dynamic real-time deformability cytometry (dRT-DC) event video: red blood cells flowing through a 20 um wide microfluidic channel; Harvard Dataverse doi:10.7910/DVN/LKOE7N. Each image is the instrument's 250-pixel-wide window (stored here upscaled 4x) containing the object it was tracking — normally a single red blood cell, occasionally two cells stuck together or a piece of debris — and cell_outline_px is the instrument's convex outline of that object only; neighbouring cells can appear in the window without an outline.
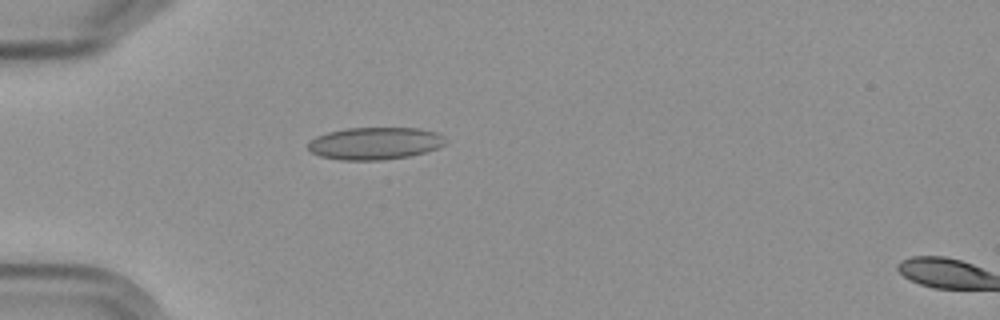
{"species": "Egyptian fruit bat (a non-hibernating species)", "species_latin": "Rousettus aegyptiacus", "temperature_condition": "cold", "stored_images_in_passage": 3, "camera_frame_rate_fps": 3000, "um_per_image_px": 0.085, "frame": {"image": 1, "passage_image": 2, "time_ms": 1.333, "image_size_px": [1000, 320], "cell_outline_px": [[448, 140], [444, 144], [436, 148], [424, 152], [408, 156], [380, 160], [340, 160], [320, 156], [312, 152], [308, 148], [308, 140], [316, 136], [328, 132], [344, 128], [420, 128], [440, 132]], "centroid_in_image_um": [31.87, 12.17], "position_along_channel_um": 53.1, "area_um2": 26.07}}